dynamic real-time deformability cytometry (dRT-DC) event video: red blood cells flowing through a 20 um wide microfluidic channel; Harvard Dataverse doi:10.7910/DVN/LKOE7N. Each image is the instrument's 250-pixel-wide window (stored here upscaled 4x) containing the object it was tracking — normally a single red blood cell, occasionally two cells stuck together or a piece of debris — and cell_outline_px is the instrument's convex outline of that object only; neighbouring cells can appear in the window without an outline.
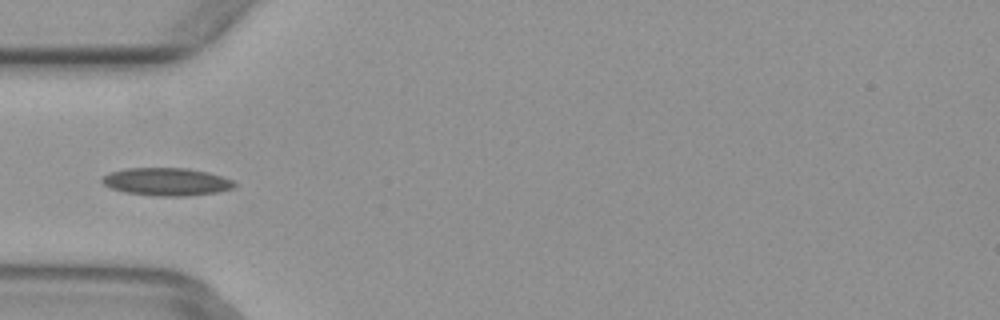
{"species": "common noctule bat (a hibernating species)", "species_latin": "Nyctalus noctula", "temperature_condition": "warm", "stored_images_in_passage": 2, "camera_frame_rate_fps": 3000, "um_per_image_px": 0.085, "animal": {"sex": "female", "body_mass_g": 29.2, "forearm_length_mm": 56.3}, "frame": {"image": 1, "passage_image": 2, "time_ms": 0.333, "image_size_px": [1000, 320], "cell_outline_px": [[236, 184], [232, 188], [220, 192], [184, 196], [160, 196], [124, 192], [112, 188], [104, 184], [100, 180], [108, 172], [124, 168], [188, 168], [208, 172], [232, 180]], "centroid_in_image_um": [14.14, 15.44], "position_along_channel_um": 70.9, "area_um2": 21.39}}